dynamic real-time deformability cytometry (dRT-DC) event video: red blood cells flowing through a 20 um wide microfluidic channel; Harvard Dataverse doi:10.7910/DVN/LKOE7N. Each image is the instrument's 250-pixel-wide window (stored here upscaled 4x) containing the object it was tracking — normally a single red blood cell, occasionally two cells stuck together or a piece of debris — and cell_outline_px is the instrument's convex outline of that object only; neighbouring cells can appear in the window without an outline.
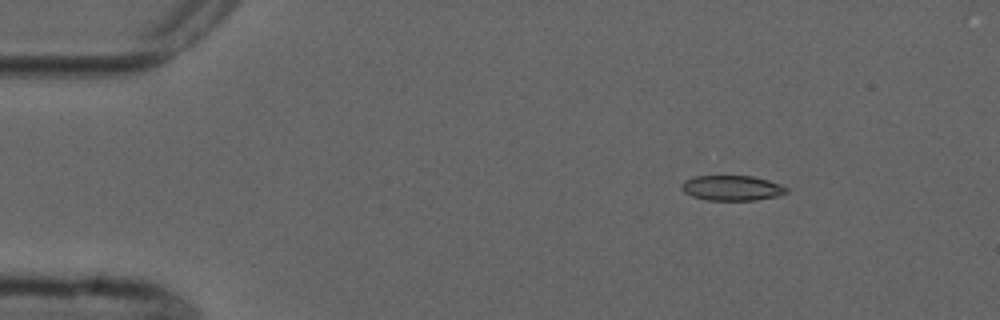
{"species": "common noctule bat (a hibernating species)", "species_latin": "Nyctalus noctula", "temperature_condition": "cold", "stored_images_in_passage": 5, "camera_frame_rate_fps": 3000, "um_per_image_px": 0.085, "animal": {"sex": "male", "forearm_length_mm": 52.5}, "frame": {"image": 1, "passage_image": 2, "time_ms": 1.0, "image_size_px": [1000, 320], "cell_outline_px": [[788, 192], [780, 196], [756, 200], [708, 200], [692, 196], [684, 192], [680, 188], [680, 184], [684, 180], [696, 176], [752, 176], [768, 180], [780, 184], [788, 188]], "centroid_in_image_um": [62.22, 15.98], "position_along_channel_um": 22.8, "area_um2": 15.49}}
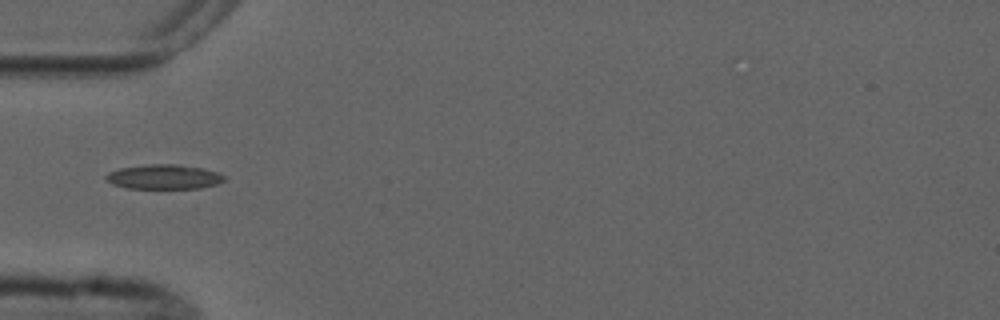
{"frame": {"image": 2, "passage_image": 5, "time_ms": 4.333, "image_size_px": [1000, 320], "cell_outline_px": [[224, 180], [216, 184], [200, 188], [128, 188], [112, 184], [104, 176], [108, 172], [120, 168], [148, 164], [180, 164], [200, 168], [216, 172], [224, 176]], "centroid_in_image_um": [13.9, 15.02], "position_along_channel_um": 71.1, "area_um2": 16.76}}